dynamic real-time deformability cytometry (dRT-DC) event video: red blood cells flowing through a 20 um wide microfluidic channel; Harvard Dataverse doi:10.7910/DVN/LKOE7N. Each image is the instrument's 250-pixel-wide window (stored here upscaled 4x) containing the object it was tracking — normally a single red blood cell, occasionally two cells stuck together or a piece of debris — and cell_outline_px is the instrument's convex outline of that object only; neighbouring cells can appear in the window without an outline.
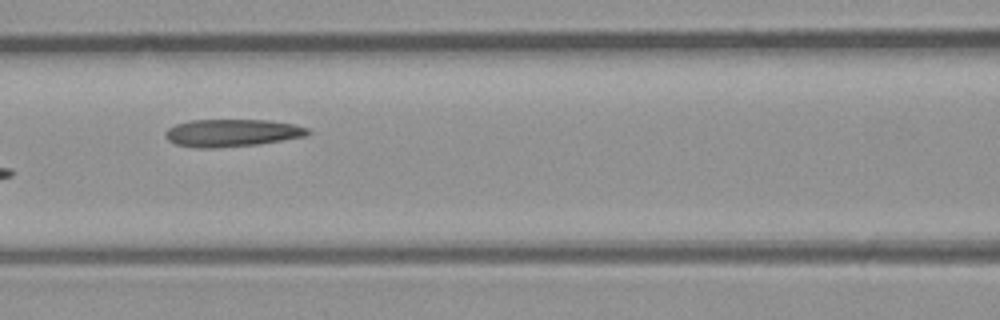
{"species": "common noctule bat (a hibernating species)", "species_latin": "Nyctalus noctula", "temperature_condition": "room temperature", "stored_images_in_passage": 8, "camera_frame_rate_fps": 3000, "um_per_image_px": 0.085, "animal": {"sex": "male", "body_mass_g": 23.1, "forearm_length_mm": 52.7}, "frame": {"image": 1, "passage_image": 7, "time_ms": 7.667, "image_size_px": [1000, 320], "cell_outline_px": [[312, 132], [308, 136], [256, 144], [212, 148], [196, 148], [176, 144], [168, 140], [164, 136], [164, 132], [168, 128], [176, 124], [192, 120], [268, 120], [296, 124], [308, 128]], "centroid_in_image_um": [19.73, 11.29], "position_along_channel_um": 146.9, "area_um2": 22.89}}
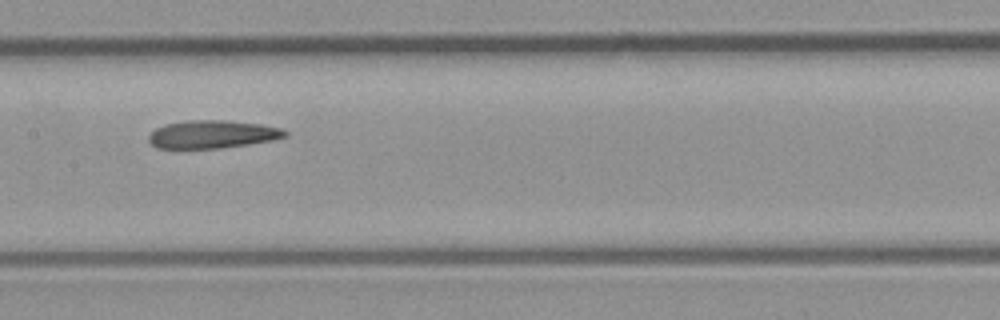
{"frame": {"image": 2, "passage_image": 8, "time_ms": 8.667, "image_size_px": [1000, 320], "cell_outline_px": [[288, 136], [272, 140], [248, 144], [220, 148], [156, 148], [148, 140], [148, 136], [156, 128], [164, 124], [188, 120], [224, 120], [260, 124], [280, 128], [288, 132]], "centroid_in_image_um": [18.04, 11.41], "position_along_channel_um": 189.4, "area_um2": 22.14}}